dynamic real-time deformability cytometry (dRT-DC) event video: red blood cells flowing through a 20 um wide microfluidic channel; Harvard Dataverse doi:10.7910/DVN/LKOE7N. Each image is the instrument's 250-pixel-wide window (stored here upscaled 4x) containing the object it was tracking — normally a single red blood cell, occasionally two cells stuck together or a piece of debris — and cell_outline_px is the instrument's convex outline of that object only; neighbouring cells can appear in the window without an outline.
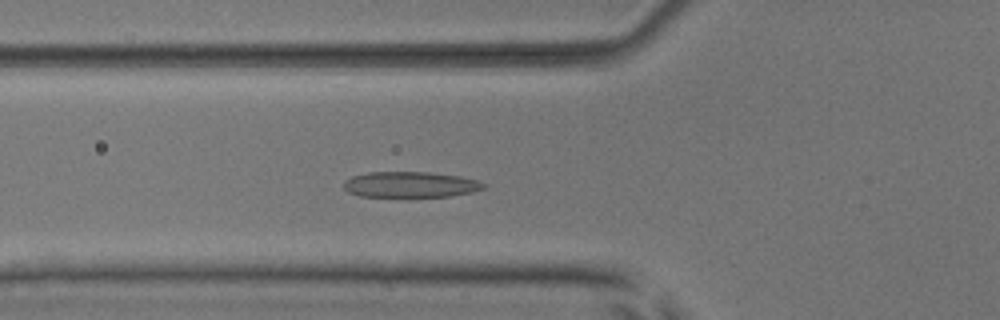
{"species": "common noctule bat (a hibernating species)", "species_latin": "Nyctalus noctula", "temperature_condition": "room temperature", "stored_images_in_passage": 35, "camera_frame_rate_fps": 3000, "um_per_image_px": 0.085, "animal": {"sex": "male", "body_mass_g": 17.9, "forearm_length_mm": 54.2}, "frame": {"image": 1, "passage_image": 16, "time_ms": 5.0, "image_size_px": [1000, 320], "cell_outline_px": [[488, 184], [484, 188], [472, 192], [448, 196], [360, 196], [348, 192], [344, 188], [344, 180], [352, 176], [368, 172], [428, 172], [460, 176], [480, 180]], "centroid_in_image_um": [34.91, 15.67], "position_along_channel_um": 90.9, "area_um2": 20.98}}
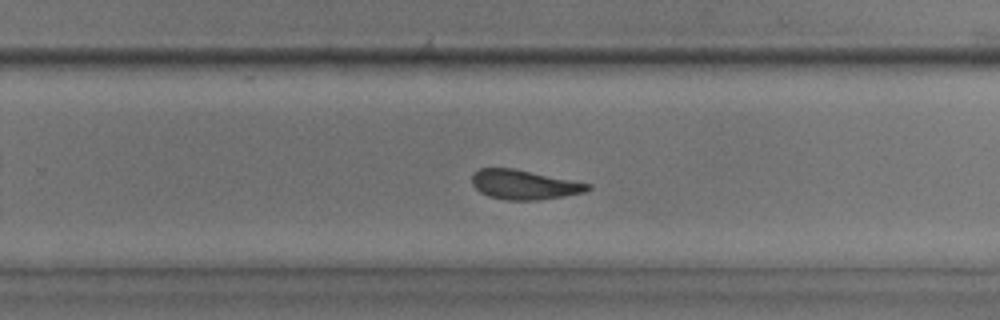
{"frame": {"image": 2, "passage_image": 31, "time_ms": 10.0, "image_size_px": [1000, 320], "cell_outline_px": [[592, 188], [584, 192], [564, 196], [540, 200], [504, 200], [488, 196], [480, 192], [472, 184], [472, 172], [480, 168], [512, 168], [592, 184]], "centroid_in_image_um": [44.53, 15.7], "position_along_channel_um": 285.3, "area_um2": 19.94}}
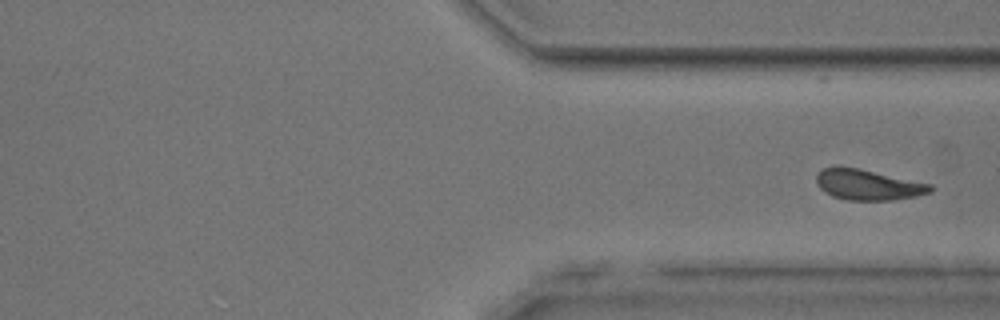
{"frame": {"image": 3, "passage_image": 35, "time_ms": 11.333, "image_size_px": [1000, 320], "cell_outline_px": [[932, 192], [916, 196], [892, 200], [848, 200], [832, 196], [824, 192], [816, 184], [816, 176], [820, 168], [860, 168], [932, 184]], "centroid_in_image_um": [73.79, 15.71], "position_along_channel_um": 337.6, "area_um2": 20.23}}